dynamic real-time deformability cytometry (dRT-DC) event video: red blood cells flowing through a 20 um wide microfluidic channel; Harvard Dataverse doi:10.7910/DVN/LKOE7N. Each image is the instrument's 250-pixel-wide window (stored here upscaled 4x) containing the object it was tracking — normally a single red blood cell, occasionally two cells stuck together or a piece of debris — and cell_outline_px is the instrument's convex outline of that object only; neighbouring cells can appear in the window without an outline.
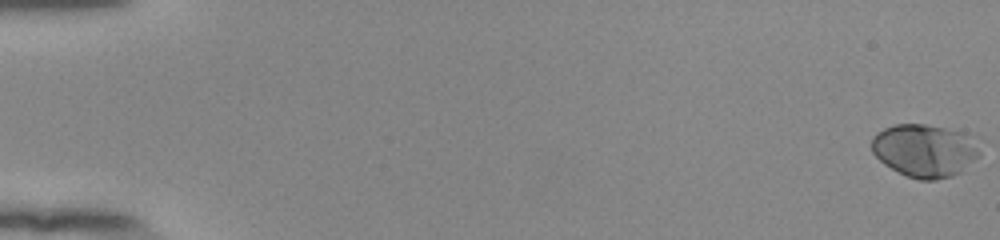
{"species": "human", "species_latin": "Homo sapiens", "temperature_condition": "room temperature", "stored_images_in_passage": 55, "camera_frame_rate_fps": 3000, "um_per_image_px": 0.085, "donor": {"sex": "female"}, "frame": {"image": 1, "passage_image": 1, "time_ms": 0.0, "image_size_px": [1000, 240], "cell_outline_px": [[980, 156], [960, 172], [952, 176], [936, 180], [920, 180], [908, 176], [884, 164], [872, 152], [872, 136], [876, 132], [884, 128], [896, 124], [924, 124], [944, 128], [960, 132], [980, 152]], "centroid_in_image_um": [78.52, 12.81], "position_along_channel_um": 6.5, "area_um2": 32.6}}
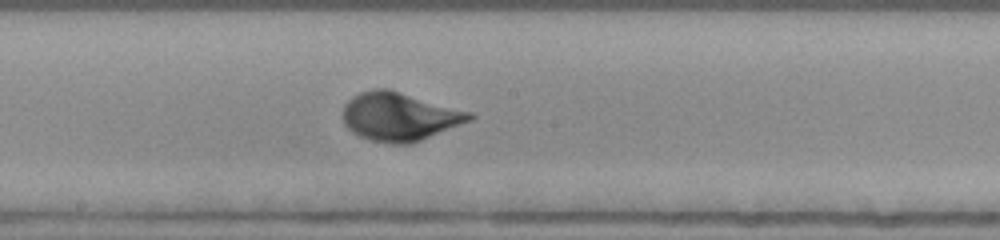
{"frame": {"image": 2, "passage_image": 32, "time_ms": 10.333, "image_size_px": [1000, 240], "cell_outline_px": [[476, 116], [472, 120], [412, 144], [392, 144], [372, 140], [360, 136], [352, 132], [344, 124], [344, 104], [352, 96], [360, 92], [372, 88], [388, 88], [472, 112]], "centroid_in_image_um": [33.97, 9.9], "position_along_channel_um": 214.2, "area_um2": 35.89}}
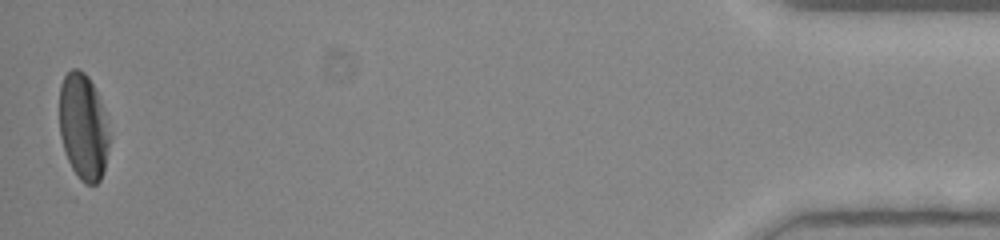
{"frame": {"image": 3, "passage_image": 55, "time_ms": 18.0, "image_size_px": [1000, 240], "cell_outline_px": [[112, 136], [104, 168], [100, 180], [96, 184], [84, 184], [80, 180], [72, 168], [68, 160], [60, 136], [60, 84], [64, 76], [72, 68], [76, 68], [84, 72], [88, 76], [96, 88]], "centroid_in_image_um": [7.1, 10.77], "position_along_channel_um": 428.1, "area_um2": 31.33}, "authors_computed_cell_mechanics": {"area_um2": 32.5414, "velocity_mm_per_s": 3.8775, "shape_relaxation_time_tau1_ms": 2.9856, "shape_relaxation_time_tau2_ms": null, "deformation_change_tau1": 0.1681, "deformation_change_tau2": null}}